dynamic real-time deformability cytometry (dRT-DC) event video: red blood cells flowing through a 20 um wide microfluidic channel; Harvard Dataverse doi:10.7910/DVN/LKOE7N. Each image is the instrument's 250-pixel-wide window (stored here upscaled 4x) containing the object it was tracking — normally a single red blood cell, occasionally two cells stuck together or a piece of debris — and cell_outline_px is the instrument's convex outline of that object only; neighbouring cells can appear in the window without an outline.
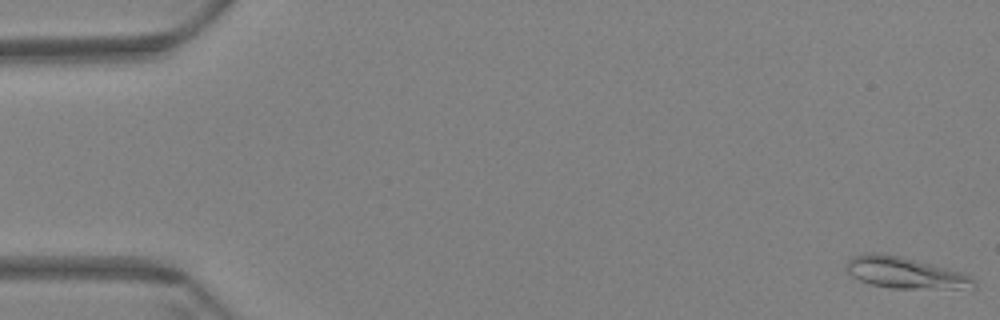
{"species": "Egyptian fruit bat (a non-hibernating species)", "species_latin": "Rousettus aegyptiacus", "temperature_condition": "warm", "stored_images_in_passage": 61, "camera_frame_rate_fps": 3000, "um_per_image_px": 0.085, "animal": {"sex": "female"}, "frame": {"image": 1, "passage_image": 1, "time_ms": 0.0, "image_size_px": [1000, 320], "cell_outline_px": [[976, 288], [892, 288], [872, 284], [860, 280], [852, 276], [848, 272], [848, 260], [852, 256], [864, 252], [880, 252], [900, 256], [964, 272], [972, 276], [976, 280]], "centroid_in_image_um": [76.97, 23.17], "position_along_channel_um": 8.0, "area_um2": 23.29}}
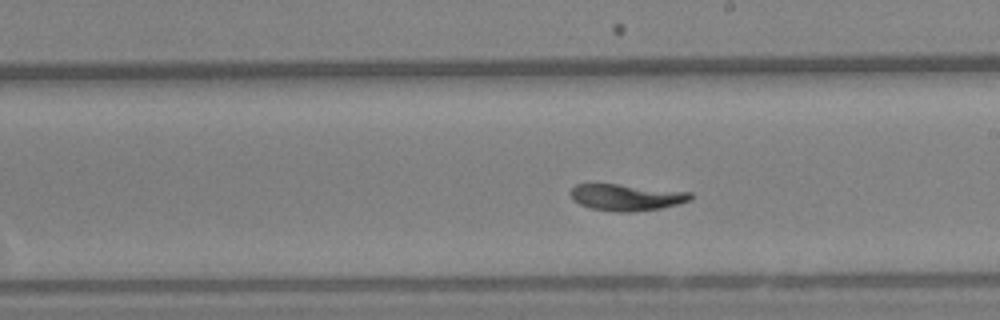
{"frame": {"image": 2, "passage_image": 35, "time_ms": 11.333, "image_size_px": [1000, 320], "cell_outline_px": [[692, 200], [660, 208], [636, 212], [616, 212], [592, 208], [580, 204], [568, 192], [576, 184], [620, 184], [692, 192]], "centroid_in_image_um": [53.27, 16.77], "position_along_channel_um": 235.7, "area_um2": 18.5}}
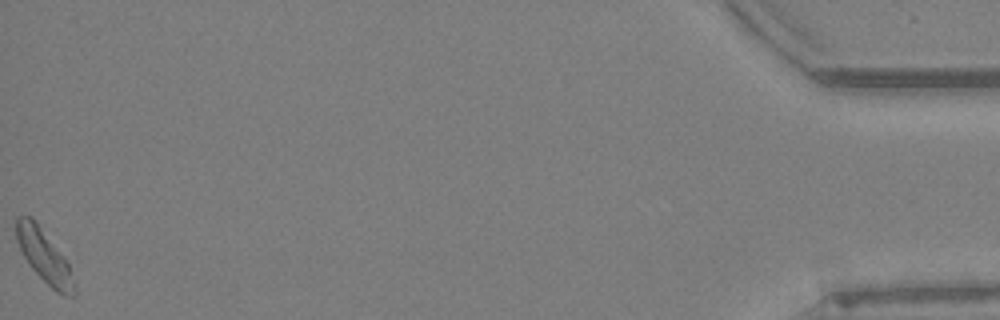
{"frame": {"image": 3, "passage_image": 61, "time_ms": 20.0, "image_size_px": [1000, 320], "cell_outline_px": [[76, 292], [72, 296], [64, 296], [56, 292], [28, 264], [16, 240], [16, 216], [32, 216], [64, 256], [68, 264]], "centroid_in_image_um": [3.74, 21.75], "position_along_channel_um": 431.5, "area_um2": 17.57}}